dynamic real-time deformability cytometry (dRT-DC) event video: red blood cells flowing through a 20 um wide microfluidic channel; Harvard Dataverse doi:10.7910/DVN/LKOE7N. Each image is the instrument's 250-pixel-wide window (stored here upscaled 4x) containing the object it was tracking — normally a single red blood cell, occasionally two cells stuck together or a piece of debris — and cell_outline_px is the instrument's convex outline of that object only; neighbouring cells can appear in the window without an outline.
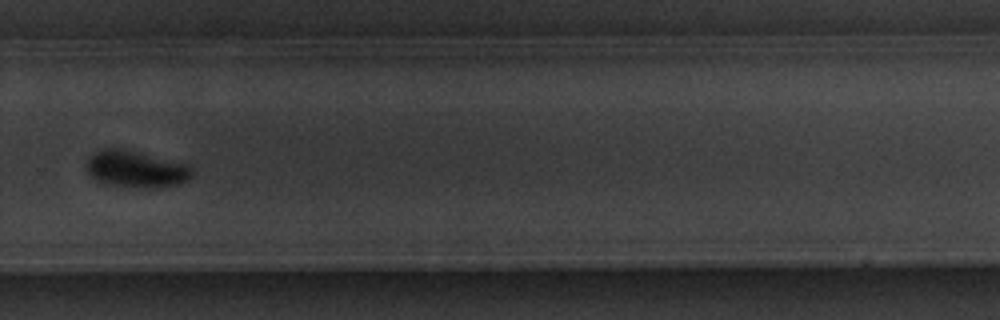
{"species": "common noctule bat (a hibernating species)", "species_latin": "Nyctalus noctula", "temperature_condition": "warm", "stored_images_in_passage": 12, "camera_frame_rate_fps": 3000, "um_per_image_px": 0.085, "animal": {"sex": "male", "body_mass_g": 20.1, "forearm_length_mm": 53.5}, "frame": {"image": 1, "passage_image": 12, "time_ms": 13.667, "image_size_px": [1000, 320], "cell_outline_px": [[196, 172], [188, 180], [180, 184], [156, 188], [140, 188], [112, 184], [96, 180], [88, 172], [84, 164], [88, 156], [100, 148], [120, 148], [192, 164]], "centroid_in_image_um": [11.62, 14.36], "position_along_channel_um": 318.2, "area_um2": 23.18}}